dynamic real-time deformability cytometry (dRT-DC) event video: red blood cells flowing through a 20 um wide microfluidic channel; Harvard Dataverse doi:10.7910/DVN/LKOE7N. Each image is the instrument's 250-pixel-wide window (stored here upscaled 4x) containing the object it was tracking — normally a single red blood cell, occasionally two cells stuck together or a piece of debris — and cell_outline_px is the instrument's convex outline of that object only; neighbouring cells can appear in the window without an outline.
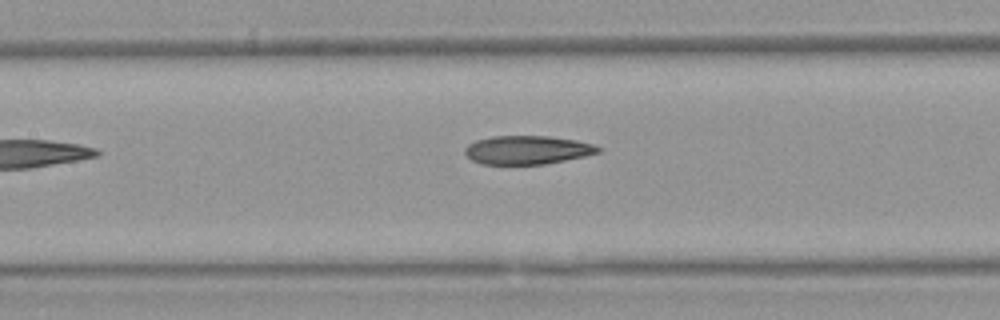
{"species": "Egyptian fruit bat (a non-hibernating species)", "species_latin": "Rousettus aegyptiacus", "temperature_condition": "warm", "stored_images_in_passage": 8, "camera_frame_rate_fps": 3000, "um_per_image_px": 0.085, "animal": {"sex": "female"}, "frame": {"image": 1, "passage_image": 8, "time_ms": 9.333, "image_size_px": [1000, 320], "cell_outline_px": [[600, 152], [584, 156], [544, 164], [480, 164], [472, 160], [464, 152], [464, 148], [468, 144], [476, 140], [492, 136], [548, 136], [576, 140], [592, 144], [600, 148]], "centroid_in_image_um": [44.78, 12.74], "position_along_channel_um": 162.6, "area_um2": 22.08}}